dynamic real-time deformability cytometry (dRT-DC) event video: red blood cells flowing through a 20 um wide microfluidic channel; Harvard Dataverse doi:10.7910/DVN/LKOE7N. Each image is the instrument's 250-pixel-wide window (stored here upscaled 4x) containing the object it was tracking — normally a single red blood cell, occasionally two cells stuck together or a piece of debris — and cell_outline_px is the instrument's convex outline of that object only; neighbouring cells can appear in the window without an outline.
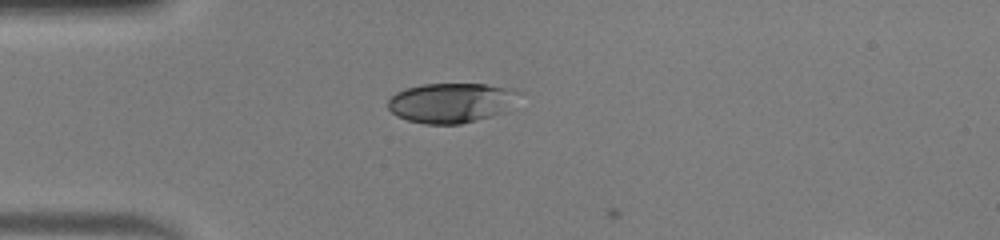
{"species": "human", "species_latin": "Homo sapiens", "temperature_condition": "warm", "stored_images_in_passage": 36, "camera_frame_rate_fps": 3000, "um_per_image_px": 0.085, "donor": {"sex": "male"}, "frame": {"image": 1, "passage_image": 1, "time_ms": 0.0, "image_size_px": [1000, 240], "cell_outline_px": [[524, 92], [504, 112], [492, 116], [460, 124], [424, 124], [408, 120], [396, 116], [388, 108], [388, 100], [396, 92], [404, 88], [424, 84], [484, 84], [516, 88]], "centroid_in_image_um": [38.39, 8.72], "position_along_channel_um": 46.6, "area_um2": 30.75}}
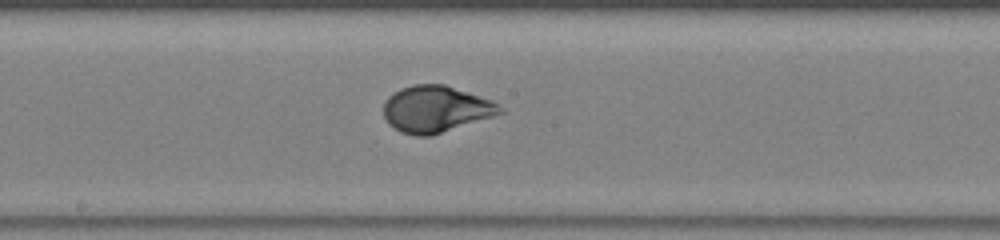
{"frame": {"image": 2, "passage_image": 14, "time_ms": 4.333, "image_size_px": [1000, 240], "cell_outline_px": [[504, 112], [432, 136], [416, 136], [400, 132], [392, 128], [388, 124], [384, 116], [384, 100], [388, 96], [400, 88], [412, 84], [444, 84], [492, 100], [504, 108]], "centroid_in_image_um": [37.01, 9.27], "position_along_channel_um": 211.2, "area_um2": 31.73}}
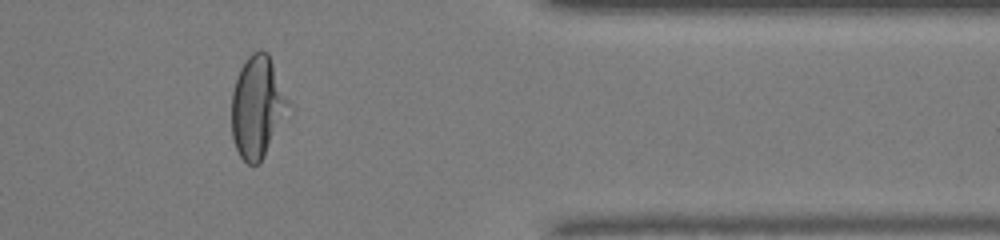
{"frame": {"image": 3, "passage_image": 28, "time_ms": 9.0, "image_size_px": [1000, 240], "cell_outline_px": [[288, 104], [264, 156], [260, 164], [248, 164], [240, 156], [236, 148], [232, 136], [232, 92], [236, 76], [244, 60], [252, 52], [260, 48], [268, 52], [288, 100]], "centroid_in_image_um": [21.81, 9.03], "position_along_channel_um": 389.6, "area_um2": 32.77}, "authors_computed_cell_mechanics": {"area_um2": 31.3276, "velocity_mm_per_s": 4.2327, "shape_relaxation_time_tau1_ms": 3.1149, "shape_relaxation_time_tau2_ms": null, "deformation_change_tau1": 0.1812, "deformation_change_tau2": null}}